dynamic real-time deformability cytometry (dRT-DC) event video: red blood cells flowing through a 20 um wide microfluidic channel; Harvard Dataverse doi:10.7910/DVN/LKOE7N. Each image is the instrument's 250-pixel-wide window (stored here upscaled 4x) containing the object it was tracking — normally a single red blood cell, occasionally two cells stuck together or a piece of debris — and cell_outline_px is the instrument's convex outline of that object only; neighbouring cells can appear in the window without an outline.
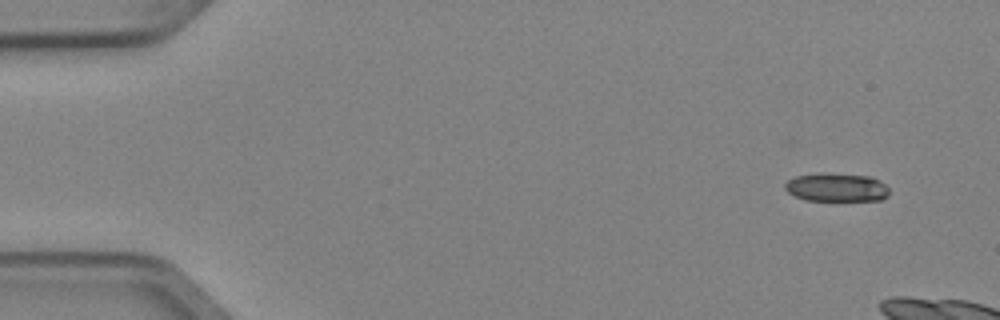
{"species": "Egyptian fruit bat (a non-hibernating species)", "species_latin": "Rousettus aegyptiacus", "temperature_condition": "cold", "stored_images_in_passage": 3, "camera_frame_rate_fps": 3000, "um_per_image_px": 0.085, "animal": {"sex": "female"}, "frame": {"image": 1, "passage_image": 1, "time_ms": 0.0, "image_size_px": [1000, 320], "cell_outline_px": [[888, 196], [880, 200], [804, 200], [788, 192], [784, 188], [784, 184], [788, 180], [796, 176], [820, 172], [824, 172], [872, 176], [880, 180], [888, 188]], "centroid_in_image_um": [71.1, 15.9], "position_along_channel_um": 13.9, "area_um2": 17.46}}